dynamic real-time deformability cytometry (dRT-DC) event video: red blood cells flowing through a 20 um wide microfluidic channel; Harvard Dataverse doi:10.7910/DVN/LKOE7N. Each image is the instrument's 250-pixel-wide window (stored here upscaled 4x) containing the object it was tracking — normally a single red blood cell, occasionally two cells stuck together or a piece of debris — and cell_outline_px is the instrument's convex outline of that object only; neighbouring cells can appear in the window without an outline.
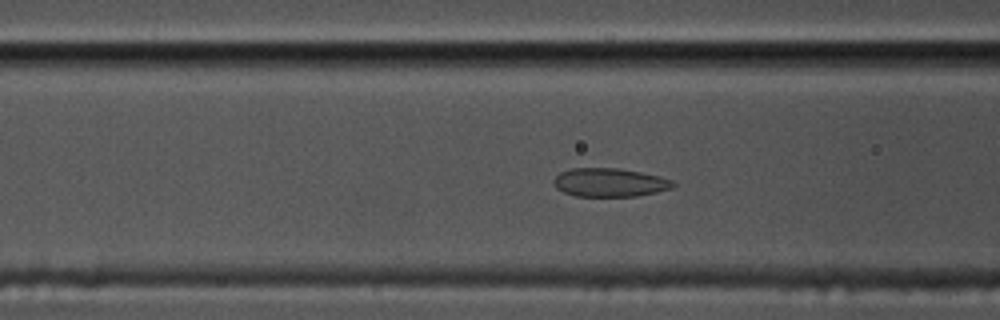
{"species": "common noctule bat (a hibernating species)", "species_latin": "Nyctalus noctula", "temperature_condition": "cold", "stored_images_in_passage": 57, "camera_frame_rate_fps": 3000, "um_per_image_px": 0.085, "animal": {"sex": "male", "body_mass_g": 17.5, "forearm_length_mm": 52.3}, "frame": {"image": 1, "passage_image": 22, "time_ms": 7.0, "image_size_px": [1000, 320], "cell_outline_px": [[676, 184], [672, 188], [656, 192], [636, 196], [576, 196], [564, 192], [556, 188], [552, 184], [552, 180], [560, 172], [572, 168], [620, 168], [660, 176], [672, 180]], "centroid_in_image_um": [51.8, 15.5], "position_along_channel_um": 114.8, "area_um2": 19.94}}
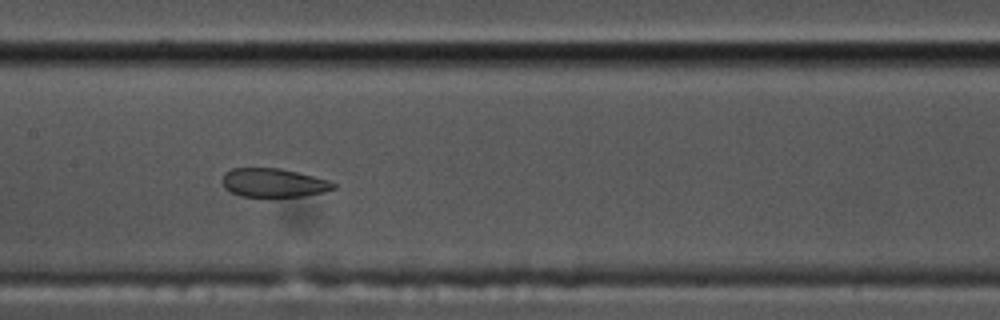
{"frame": {"image": 2, "passage_image": 28, "time_ms": 9.0, "image_size_px": [1000, 320], "cell_outline_px": [[336, 188], [324, 192], [304, 196], [240, 196], [228, 192], [224, 188], [224, 172], [232, 168], [280, 168], [328, 180], [336, 184]], "centroid_in_image_um": [23.24, 15.54], "position_along_channel_um": 184.2, "area_um2": 18.5}}
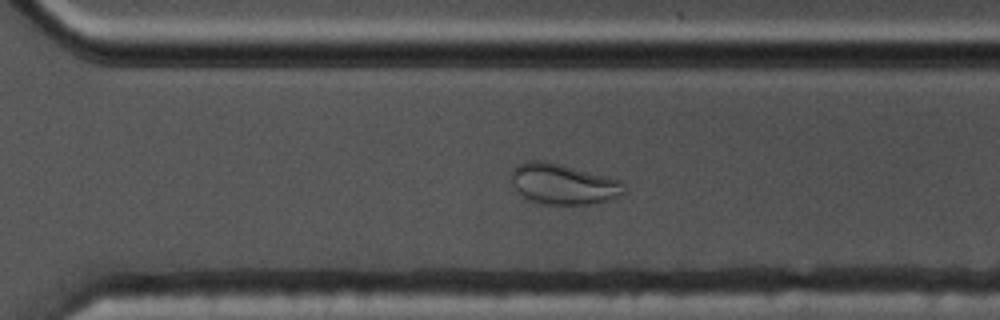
{"frame": {"image": 3, "passage_image": 40, "time_ms": 13.0, "image_size_px": [1000, 320], "cell_outline_px": [[624, 192], [616, 196], [604, 200], [588, 204], [544, 204], [528, 200], [516, 192], [512, 184], [512, 168], [524, 160], [544, 160], [624, 180]], "centroid_in_image_um": [47.82, 15.62], "position_along_channel_um": 322.8, "area_um2": 26.76}}